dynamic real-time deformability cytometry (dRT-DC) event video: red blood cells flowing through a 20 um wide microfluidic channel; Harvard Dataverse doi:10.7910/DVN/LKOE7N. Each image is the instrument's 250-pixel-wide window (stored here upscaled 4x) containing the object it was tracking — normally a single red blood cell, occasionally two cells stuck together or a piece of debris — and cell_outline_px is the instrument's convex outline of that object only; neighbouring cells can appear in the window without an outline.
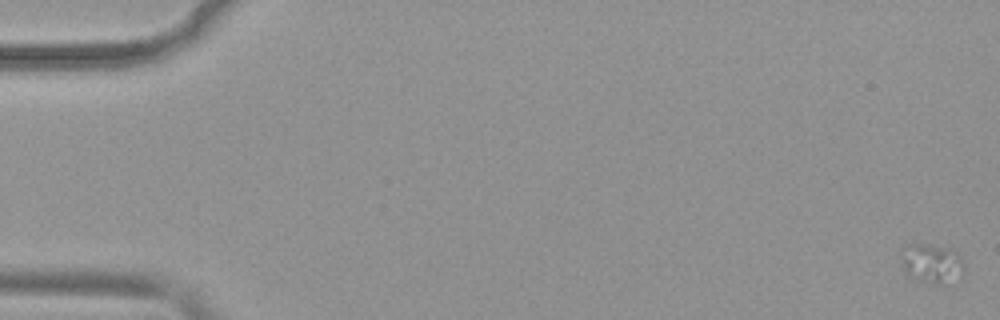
{"species": "common noctule bat (a hibernating species)", "species_latin": "Nyctalus noctula", "temperature_condition": "warm", "stored_images_in_passage": 41, "camera_frame_rate_fps": 3000, "um_per_image_px": 0.085, "animal": {"sex": "female", "body_mass_g": 19.9}, "frame": {"image": 1, "passage_image": 1, "time_ms": 0.0, "image_size_px": [1000, 320], "cell_outline_px": [[964, 272], [940, 284], [932, 284], [916, 280], [904, 272], [900, 264], [900, 248], [904, 244], [928, 244], [952, 248], [964, 260]], "centroid_in_image_um": [79.11, 22.34], "position_along_channel_um": 5.9, "area_um2": 14.8}}